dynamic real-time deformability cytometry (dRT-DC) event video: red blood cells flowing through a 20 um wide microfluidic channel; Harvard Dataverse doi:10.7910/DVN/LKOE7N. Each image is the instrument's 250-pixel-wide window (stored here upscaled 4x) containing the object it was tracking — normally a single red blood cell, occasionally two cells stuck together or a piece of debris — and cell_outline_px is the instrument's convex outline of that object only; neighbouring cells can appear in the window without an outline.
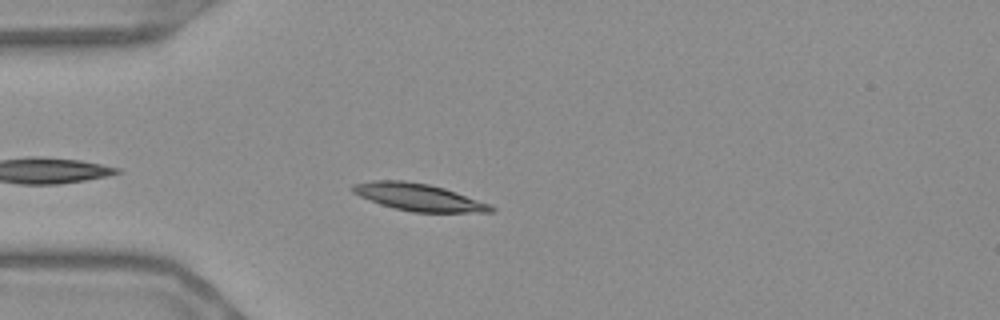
{"species": "Egyptian fruit bat (a non-hibernating species)", "species_latin": "Rousettus aegyptiacus", "temperature_condition": "warm", "stored_images_in_passage": 38, "camera_frame_rate_fps": 3000, "um_per_image_px": 0.085, "frame": {"image": 1, "passage_image": 4, "time_ms": 1.0, "image_size_px": [1000, 320], "cell_outline_px": [[496, 208], [492, 212], [412, 212], [380, 204], [360, 196], [352, 192], [352, 184], [372, 180], [404, 180], [428, 184], [444, 188], [492, 204]], "centroid_in_image_um": [35.6, 16.75], "position_along_channel_um": 49.4, "area_um2": 21.91}}
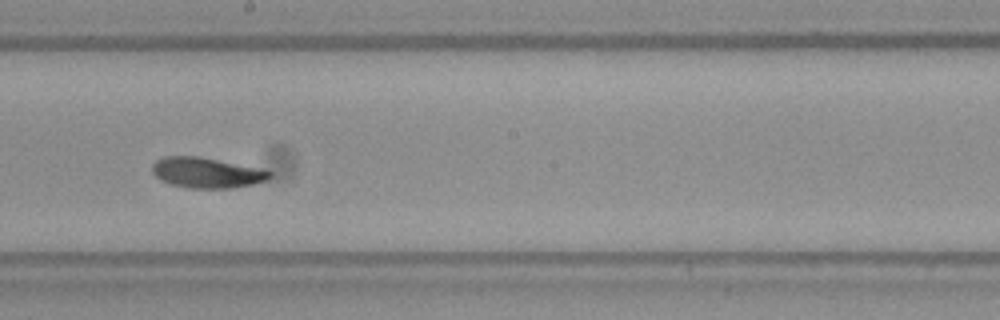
{"frame": {"image": 2, "passage_image": 20, "time_ms": 6.333, "image_size_px": [1000, 320], "cell_outline_px": [[272, 176], [264, 180], [252, 184], [232, 188], [192, 188], [172, 184], [160, 180], [152, 172], [152, 164], [156, 160], [164, 156], [200, 156], [256, 168], [272, 172]], "centroid_in_image_um": [17.51, 14.67], "position_along_channel_um": 230.7, "area_um2": 20.52}}
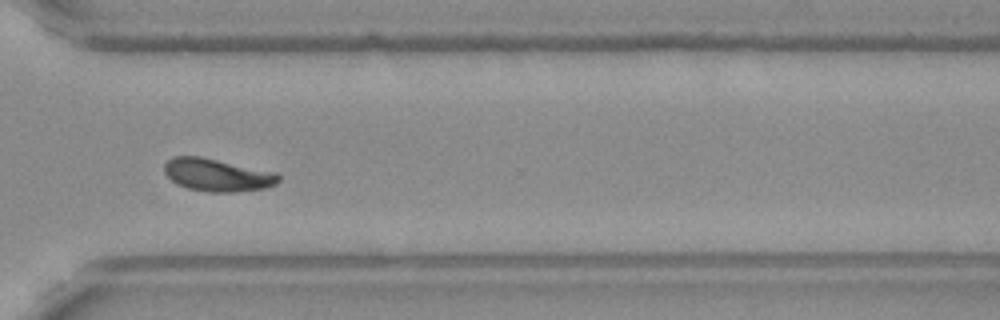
{"frame": {"image": 3, "passage_image": 30, "time_ms": 9.667, "image_size_px": [1000, 320], "cell_outline_px": [[280, 180], [276, 184], [264, 188], [232, 192], [208, 192], [188, 188], [176, 184], [164, 172], [164, 164], [172, 156], [200, 156], [276, 172], [280, 176]], "centroid_in_image_um": [18.46, 14.87], "position_along_channel_um": 352.1, "area_um2": 21.73}, "authors_computed_cell_mechanics": {"area_um2": 20.808, "velocity_mm_per_s": 3.6478, "shape_relaxation_time_tau1_ms": 2.5002, "shape_relaxation_time_tau2_ms": 2.5694, "deformation_change_tau1": 0.1336, "deformation_change_tau2": 0.0654}}